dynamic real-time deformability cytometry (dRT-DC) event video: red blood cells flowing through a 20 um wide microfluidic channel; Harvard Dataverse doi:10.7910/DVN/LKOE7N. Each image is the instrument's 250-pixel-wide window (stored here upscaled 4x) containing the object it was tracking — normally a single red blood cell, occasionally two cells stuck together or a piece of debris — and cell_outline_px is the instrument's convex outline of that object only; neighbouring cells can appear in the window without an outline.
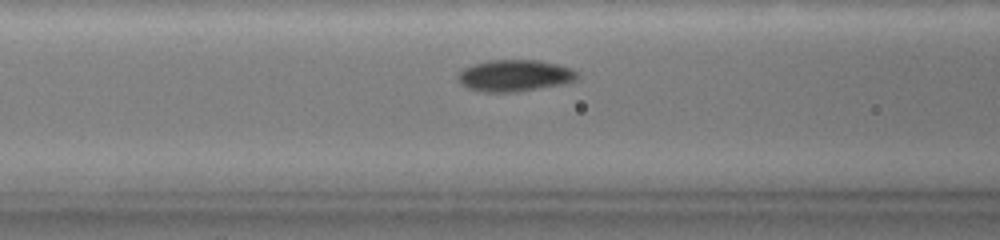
{"species": "common noctule bat (a hibernating species)", "species_latin": "Nyctalus noctula", "temperature_condition": "warm", "stored_images_in_passage": 35, "camera_frame_rate_fps": 3000, "um_per_image_px": 0.085, "animal": {"sex": "female", "body_mass_g": 19.0, "forearm_length_mm": 51.5}, "frame": {"image": 1, "passage_image": 8, "time_ms": 3.333, "image_size_px": [1000, 240], "cell_outline_px": [[576, 76], [572, 80], [556, 84], [532, 88], [472, 88], [464, 84], [460, 80], [460, 72], [464, 68], [472, 64], [488, 60], [540, 60], [560, 64], [572, 68], [576, 72]], "centroid_in_image_um": [43.81, 6.3], "position_along_channel_um": 122.8, "area_um2": 19.88}}
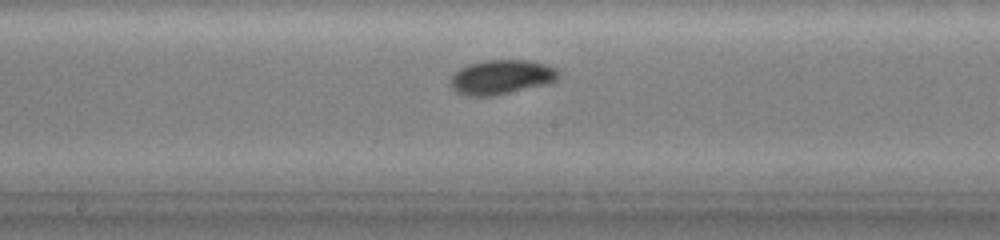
{"frame": {"image": 2, "passage_image": 15, "time_ms": 5.667, "image_size_px": [1000, 240], "cell_outline_px": [[560, 76], [556, 80], [540, 84], [488, 96], [476, 96], [460, 92], [452, 84], [452, 76], [460, 68], [468, 64], [488, 60], [528, 60], [544, 64], [556, 68], [560, 72]], "centroid_in_image_um": [42.65, 6.5], "position_along_channel_um": 205.6, "area_um2": 20.63}}
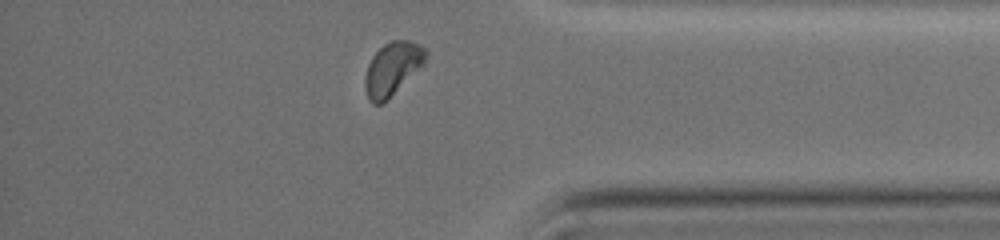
{"frame": {"image": 3, "passage_image": 32, "time_ms": 11.333, "image_size_px": [1000, 240], "cell_outline_px": [[428, 56], [424, 64], [384, 104], [372, 104], [368, 100], [364, 88], [364, 76], [368, 64], [372, 56], [384, 44], [392, 40], [408, 40], [428, 48]], "centroid_in_image_um": [33.36, 5.86], "position_along_channel_um": 401.8, "area_um2": 19.19}, "authors_computed_cell_mechanics": {"area_um2": 20.0566, "velocity_mm_per_s": 3.5579, "shape_relaxation_time_tau1_ms": 3.728, "shape_relaxation_time_tau2_ms": null, "deformation_change_tau1": 0.1175, "deformation_change_tau2": null}}